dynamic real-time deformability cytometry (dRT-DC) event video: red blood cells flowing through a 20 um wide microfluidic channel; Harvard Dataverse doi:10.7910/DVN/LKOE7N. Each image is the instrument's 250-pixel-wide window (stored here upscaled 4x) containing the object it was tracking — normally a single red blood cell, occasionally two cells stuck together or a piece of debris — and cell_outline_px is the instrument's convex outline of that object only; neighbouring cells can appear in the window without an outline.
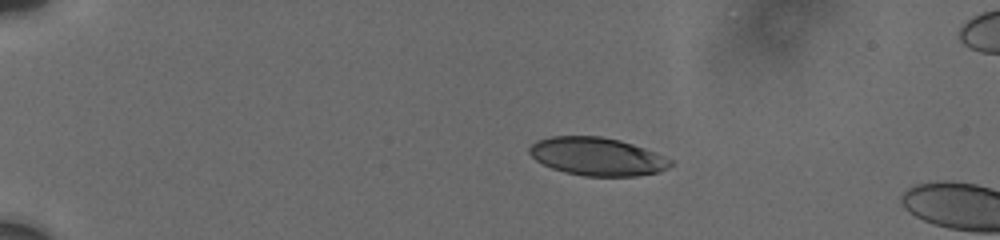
{"species": "human", "species_latin": "Homo sapiens", "temperature_condition": "cold", "stored_images_in_passage": 6, "camera_frame_rate_fps": 3000, "um_per_image_px": 0.085, "donor": {"sex": "male"}, "frame": {"image": 1, "passage_image": 2, "time_ms": 0.667, "image_size_px": [1000, 240], "cell_outline_px": [[672, 164], [668, 168], [660, 172], [636, 176], [584, 176], [564, 172], [552, 168], [536, 160], [528, 152], [528, 148], [536, 140], [552, 136], [600, 136], [620, 140], [644, 148], [672, 160]], "centroid_in_image_um": [50.74, 13.3], "position_along_channel_um": 34.3, "area_um2": 31.27}}